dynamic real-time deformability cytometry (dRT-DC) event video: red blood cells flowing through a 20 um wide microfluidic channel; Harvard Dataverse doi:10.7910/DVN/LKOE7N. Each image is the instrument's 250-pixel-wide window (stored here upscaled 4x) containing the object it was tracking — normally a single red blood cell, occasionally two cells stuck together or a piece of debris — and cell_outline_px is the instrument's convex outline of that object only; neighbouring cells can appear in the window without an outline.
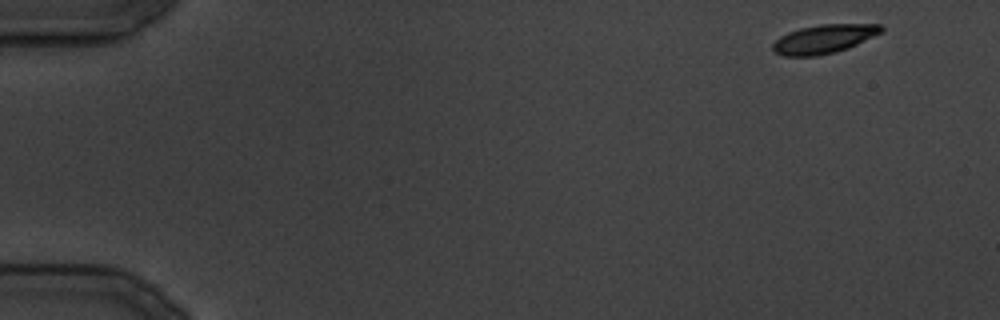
{"species": "common noctule bat (a hibernating species)", "species_latin": "Nyctalus noctula", "temperature_condition": "cold", "stored_images_in_passage": 28, "camera_frame_rate_fps": 3000, "um_per_image_px": 0.085, "animal": {"sex": "male", "body_mass_g": 19.5, "forearm_length_mm": 54.6}, "frame": {"image": 1, "passage_image": 1, "time_ms": 0.0, "image_size_px": [1000, 320], "cell_outline_px": [[884, 32], [848, 48], [836, 52], [816, 56], [784, 56], [772, 52], [772, 44], [780, 36], [788, 32], [800, 28], [820, 24], [880, 24], [884, 28]], "centroid_in_image_um": [70.04, 3.31], "position_along_channel_um": 15.0, "area_um2": 18.38}}
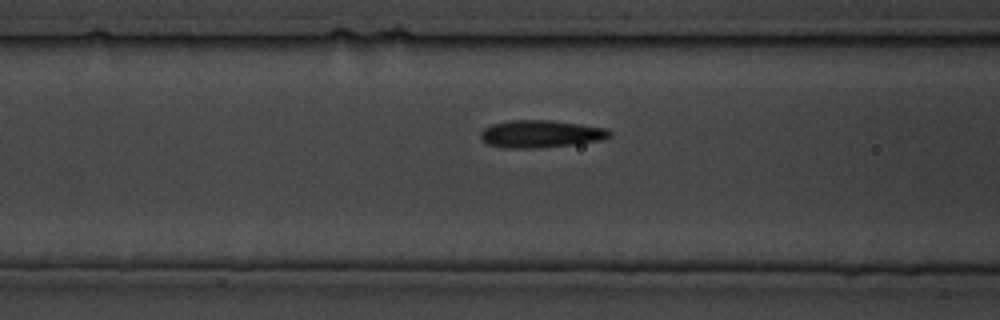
{"frame": {"image": 2, "passage_image": 13, "time_ms": 14.667, "image_size_px": [1000, 320], "cell_outline_px": [[612, 136], [600, 140], [572, 144], [540, 148], [504, 148], [488, 144], [480, 140], [480, 132], [484, 128], [492, 124], [512, 120], [548, 120], [580, 124], [608, 128], [612, 132]], "centroid_in_image_um": [45.95, 11.38], "position_along_channel_um": 120.7, "area_um2": 20.69}}
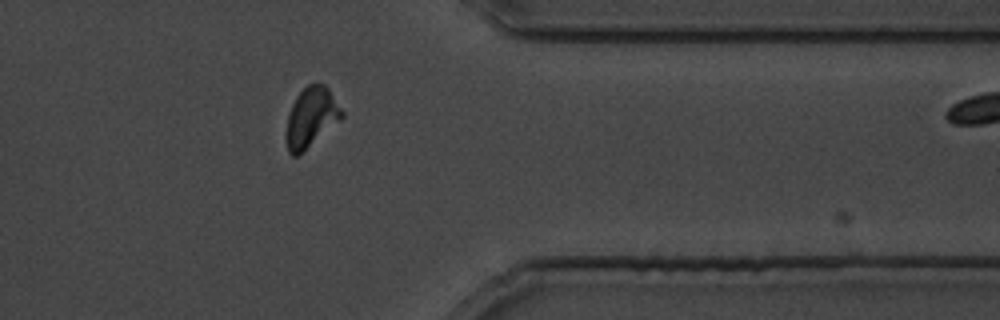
{"frame": {"image": 3, "passage_image": 27, "time_ms": 32.0, "image_size_px": [1000, 320], "cell_outline_px": [[344, 116], [340, 120], [296, 156], [292, 156], [288, 152], [284, 132], [288, 116], [292, 104], [296, 96], [308, 84], [324, 84], [328, 88], [344, 112]], "centroid_in_image_um": [26.42, 9.96], "position_along_channel_um": 385.0, "area_um2": 19.13}}